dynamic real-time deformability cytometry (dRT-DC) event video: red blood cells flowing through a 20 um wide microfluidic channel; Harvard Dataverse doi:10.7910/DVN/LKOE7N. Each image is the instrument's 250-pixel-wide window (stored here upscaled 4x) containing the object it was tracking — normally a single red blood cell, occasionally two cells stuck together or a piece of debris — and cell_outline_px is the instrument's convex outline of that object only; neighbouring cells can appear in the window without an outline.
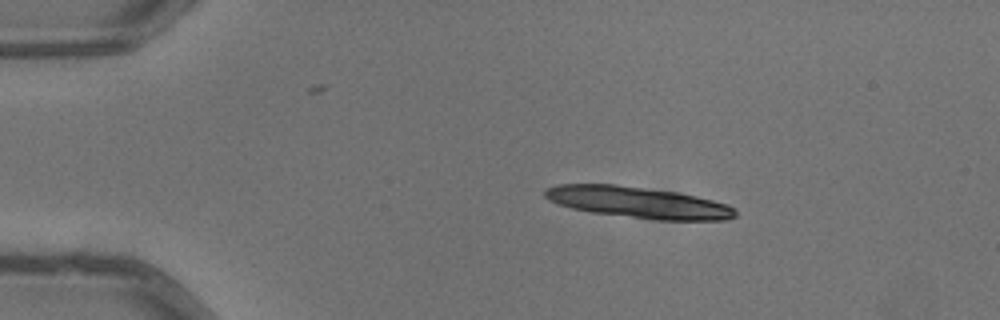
{"species": "common noctule bat (a hibernating species)", "species_latin": "Nyctalus noctula", "temperature_condition": "warm", "stored_images_in_passage": 3, "camera_frame_rate_fps": 3000, "um_per_image_px": 0.085, "animal": {"sex": "male", "body_mass_g": 13.3}, "frame": {"image": 1, "passage_image": 1, "time_ms": 0.0, "image_size_px": [1000, 320], "cell_outline_px": [[736, 216], [728, 220], [660, 220], [592, 212], [572, 208], [548, 200], [544, 196], [544, 192], [548, 188], [560, 184], [616, 184], [676, 192], [696, 196], [728, 204], [736, 208]], "centroid_in_image_um": [54.29, 17.2], "position_along_channel_um": 30.7, "area_um2": 34.51}}
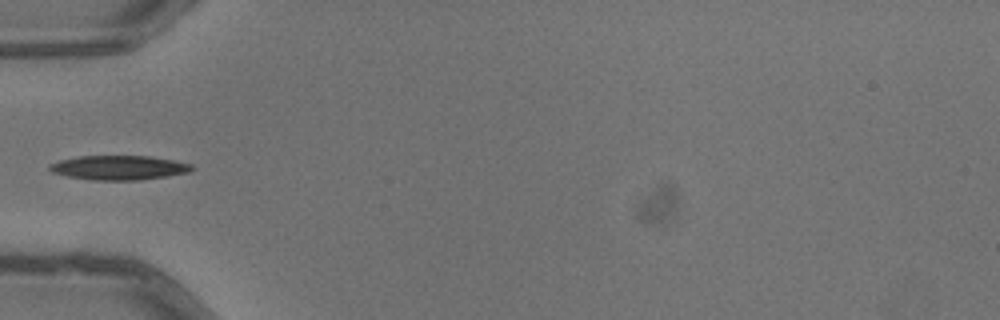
{"frame": {"image": 2, "passage_image": 3, "time_ms": 0.667, "image_size_px": [1000, 320], "cell_outline_px": [[196, 168], [188, 172], [168, 176], [140, 180], [92, 180], [68, 176], [52, 172], [48, 168], [48, 164], [60, 160], [80, 156], [148, 156], [172, 160], [192, 164]], "centroid_in_image_um": [10.11, 14.25], "position_along_channel_um": 74.9, "area_um2": 20.17}}